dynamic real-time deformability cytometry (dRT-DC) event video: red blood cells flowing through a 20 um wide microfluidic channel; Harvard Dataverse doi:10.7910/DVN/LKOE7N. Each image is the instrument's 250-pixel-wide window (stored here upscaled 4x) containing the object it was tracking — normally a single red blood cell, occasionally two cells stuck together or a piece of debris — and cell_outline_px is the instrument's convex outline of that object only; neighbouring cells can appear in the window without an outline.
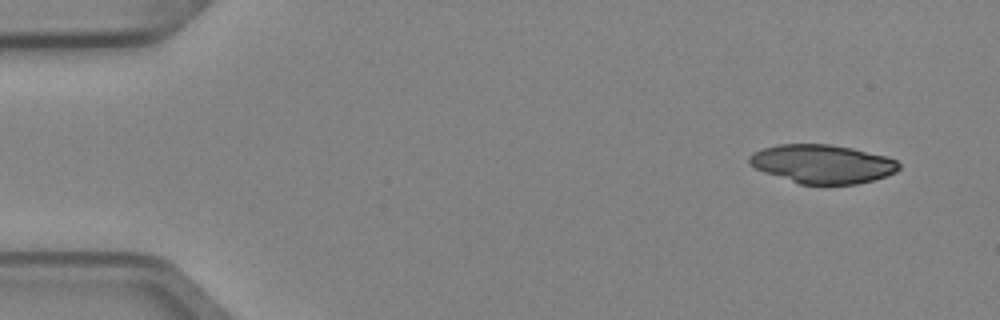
{"species": "Egyptian fruit bat (a non-hibernating species)", "species_latin": "Rousettus aegyptiacus", "temperature_condition": "cold", "stored_images_in_passage": 4, "camera_frame_rate_fps": 3000, "um_per_image_px": 0.085, "animal": {"sex": "female"}, "frame": {"image": 1, "passage_image": 1, "time_ms": 0.0, "image_size_px": [1000, 320], "cell_outline_px": [[900, 168], [896, 172], [888, 176], [856, 184], [800, 184], [764, 172], [748, 164], [748, 156], [752, 152], [776, 144], [828, 144], [852, 148], [888, 156], [896, 160], [900, 164]], "centroid_in_image_um": [69.91, 13.93], "position_along_channel_um": 15.1, "area_um2": 33.87}}